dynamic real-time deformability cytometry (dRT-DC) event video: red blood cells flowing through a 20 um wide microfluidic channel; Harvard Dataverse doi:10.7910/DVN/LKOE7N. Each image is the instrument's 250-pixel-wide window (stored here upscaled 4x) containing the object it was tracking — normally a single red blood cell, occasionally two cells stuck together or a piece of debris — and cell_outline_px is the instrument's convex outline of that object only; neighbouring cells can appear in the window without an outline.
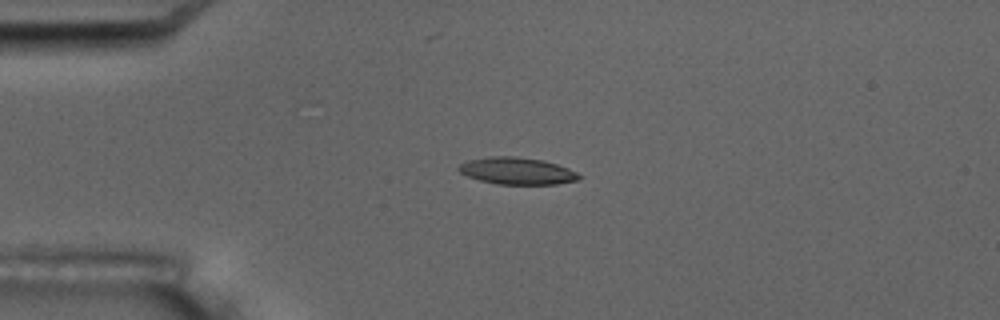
{"species": "common noctule bat (a hibernating species)", "species_latin": "Nyctalus noctula", "temperature_condition": "room temperature", "stored_images_in_passage": 4, "camera_frame_rate_fps": 3000, "um_per_image_px": 0.085, "animal": {"sex": "male", "body_mass_g": 17.5, "forearm_length_mm": 52.3}, "frame": {"image": 1, "passage_image": 4, "time_ms": 3.333, "image_size_px": [1000, 320], "cell_outline_px": [[580, 180], [556, 184], [496, 184], [480, 180], [468, 176], [460, 172], [456, 168], [460, 164], [468, 160], [488, 156], [512, 156], [544, 160], [568, 168], [576, 172], [580, 176]], "centroid_in_image_um": [43.93, 14.52], "position_along_channel_um": 41.1, "area_um2": 18.9}}